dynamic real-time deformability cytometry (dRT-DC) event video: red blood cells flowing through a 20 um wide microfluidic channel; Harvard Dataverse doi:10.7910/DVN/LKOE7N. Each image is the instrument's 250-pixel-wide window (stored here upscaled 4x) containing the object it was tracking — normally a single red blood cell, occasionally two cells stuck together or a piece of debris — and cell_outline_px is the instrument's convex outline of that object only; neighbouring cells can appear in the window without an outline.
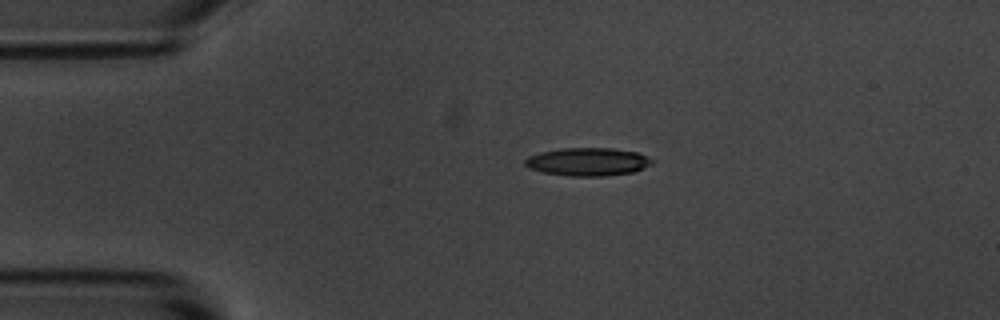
{"species": "common noctule bat (a hibernating species)", "species_latin": "Nyctalus noctula", "temperature_condition": "room temperature", "stored_images_in_passage": 2, "camera_frame_rate_fps": 3000, "um_per_image_px": 0.085, "animal": {"sex": "male", "body_mass_g": 20.1, "forearm_length_mm": 53.5}, "frame": {"image": 1, "passage_image": 1, "time_ms": 0.0, "image_size_px": [1000, 320], "cell_outline_px": [[656, 160], [652, 164], [632, 172], [604, 176], [568, 176], [544, 172], [528, 168], [524, 164], [524, 160], [528, 156], [540, 152], [560, 148], [612, 148], [640, 152]], "centroid_in_image_um": [49.98, 13.74], "position_along_channel_um": 35.0, "area_um2": 20.98}}